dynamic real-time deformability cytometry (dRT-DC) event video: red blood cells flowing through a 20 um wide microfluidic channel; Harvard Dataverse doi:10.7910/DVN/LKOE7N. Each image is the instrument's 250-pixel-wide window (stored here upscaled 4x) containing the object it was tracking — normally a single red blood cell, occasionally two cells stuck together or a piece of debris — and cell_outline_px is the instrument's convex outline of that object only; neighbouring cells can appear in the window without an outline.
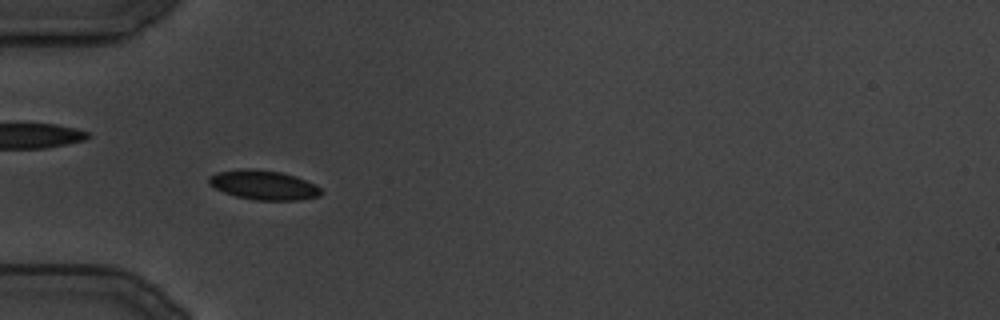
{"species": "common noctule bat (a hibernating species)", "species_latin": "Nyctalus noctula", "temperature_condition": "cold", "stored_images_in_passage": 127, "camera_frame_rate_fps": 3000, "um_per_image_px": 0.085, "animal": {"sex": "male", "body_mass_g": 19.5, "forearm_length_mm": 54.6}, "frame": {"image": 1, "passage_image": 41, "time_ms": 13.333, "image_size_px": [1000, 320], "cell_outline_px": [[324, 192], [320, 196], [296, 200], [256, 200], [236, 196], [224, 192], [208, 184], [208, 176], [216, 172], [244, 168], [252, 168], [280, 172], [296, 176], [316, 184]], "centroid_in_image_um": [22.41, 15.72], "position_along_channel_um": 62.6, "area_um2": 19.36}}
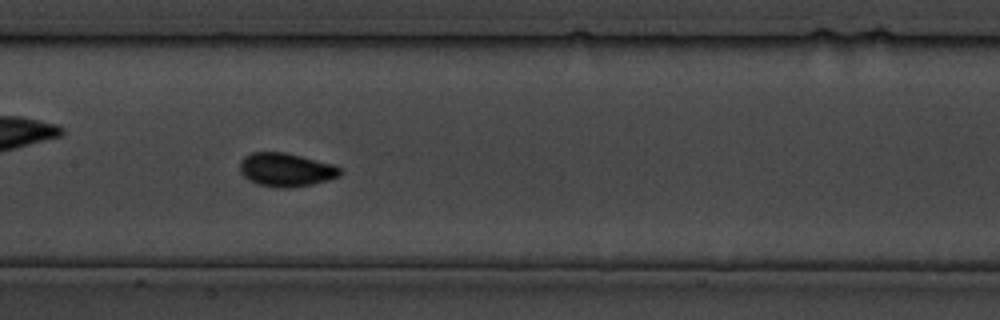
{"frame": {"image": 2, "passage_image": 64, "time_ms": 21.0, "image_size_px": [1000, 320], "cell_outline_px": [[340, 176], [328, 180], [312, 184], [288, 188], [276, 188], [256, 184], [248, 180], [240, 172], [240, 160], [244, 156], [252, 152], [284, 152], [332, 164], [340, 168]], "centroid_in_image_um": [24.26, 14.44], "position_along_channel_um": 183.1, "area_um2": 19.59}}
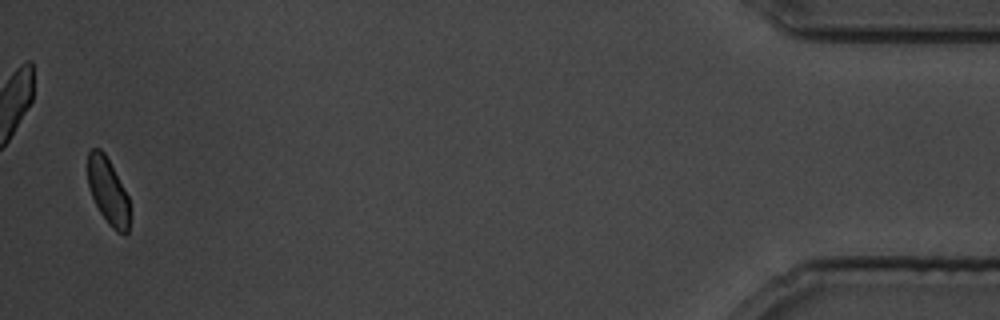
{"frame": {"image": 3, "passage_image": 124, "time_ms": 41.0, "image_size_px": [1000, 320], "cell_outline_px": [[128, 232], [124, 236], [116, 232], [108, 224], [100, 212], [92, 196], [88, 184], [88, 152], [92, 148], [100, 148], [104, 152], [128, 196]], "centroid_in_image_um": [9.17, 16.27], "position_along_channel_um": 426.0, "area_um2": 15.95}}